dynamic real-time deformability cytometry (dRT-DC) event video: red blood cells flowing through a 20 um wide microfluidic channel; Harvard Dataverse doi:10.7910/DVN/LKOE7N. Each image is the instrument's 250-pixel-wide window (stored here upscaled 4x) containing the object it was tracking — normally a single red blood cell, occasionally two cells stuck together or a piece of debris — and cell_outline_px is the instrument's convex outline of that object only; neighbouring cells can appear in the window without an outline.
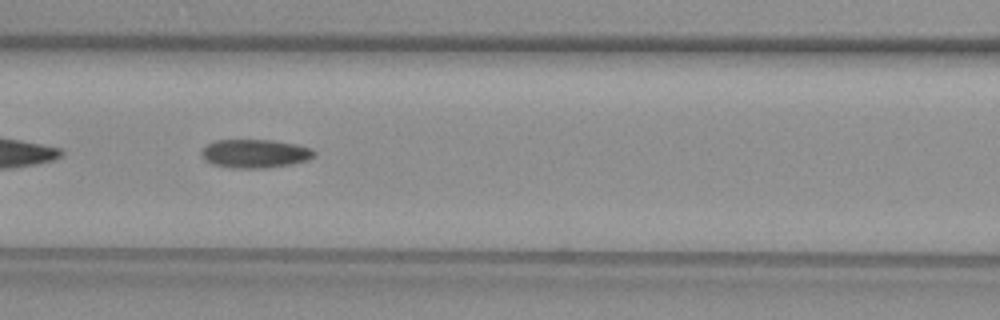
{"species": "common noctule bat (a hibernating species)", "species_latin": "Nyctalus noctula", "temperature_condition": "warm", "stored_images_in_passage": 50, "segment_of_instrument_passage": [2, 2], "camera_frame_rate_fps": 3000, "um_per_image_px": 0.085, "animal": {"sex": "female", "body_mass_g": 29.2, "forearm_length_mm": 56.3}, "frame": {"image": 1, "passage_image": 22, "time_ms": 7.0, "image_size_px": [1000, 320], "cell_outline_px": [[316, 156], [308, 160], [292, 164], [268, 168], [228, 168], [212, 164], [204, 160], [200, 152], [208, 144], [216, 140], [272, 140], [296, 144], [312, 148], [316, 152]], "centroid_in_image_um": [21.7, 13.06], "position_along_channel_um": 144.9, "area_um2": 19.02}}
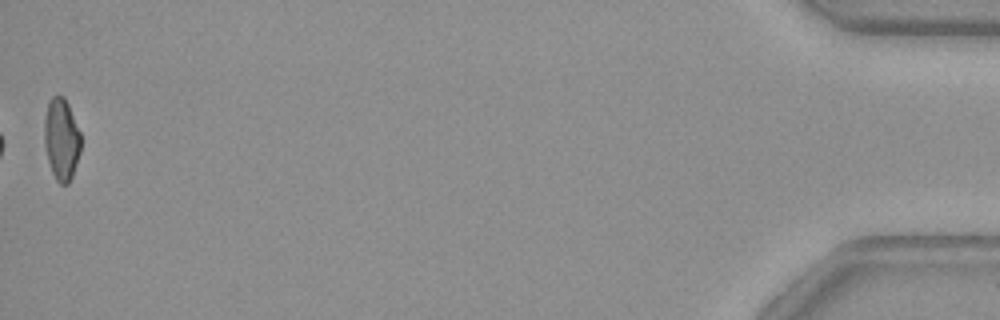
{"frame": {"image": 2, "passage_image": 50, "time_ms": 16.333, "image_size_px": [1000, 320], "cell_outline_px": [[80, 152], [72, 176], [68, 184], [60, 184], [56, 180], [52, 172], [48, 160], [44, 144], [44, 120], [48, 104], [52, 96], [64, 96], [68, 104], [80, 132]], "centroid_in_image_um": [5.21, 11.84], "position_along_channel_um": 430.0, "area_um2": 17.28}}